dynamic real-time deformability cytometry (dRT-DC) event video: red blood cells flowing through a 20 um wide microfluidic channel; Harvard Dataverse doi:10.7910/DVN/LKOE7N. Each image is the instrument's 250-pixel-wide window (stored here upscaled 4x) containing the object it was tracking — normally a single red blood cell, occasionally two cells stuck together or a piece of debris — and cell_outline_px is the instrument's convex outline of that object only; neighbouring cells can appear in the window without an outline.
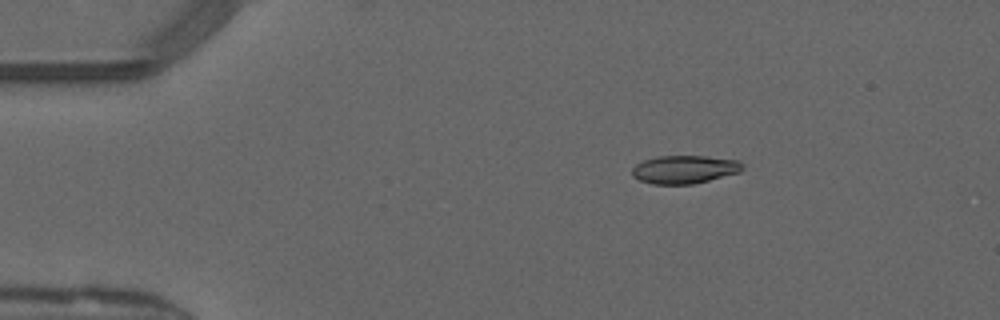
{"species": "common noctule bat (a hibernating species)", "species_latin": "Nyctalus noctula", "temperature_condition": "warm", "stored_images_in_passage": 43, "camera_frame_rate_fps": 3000, "um_per_image_px": 0.085, "animal": {"sex": "male", "forearm_length_mm": 52.5}, "frame": {"image": 1, "passage_image": 1, "time_ms": 0.0, "image_size_px": [1000, 320], "cell_outline_px": [[744, 168], [740, 172], [692, 184], [652, 184], [640, 180], [632, 176], [632, 168], [636, 164], [644, 160], [656, 156], [704, 156], [740, 160], [744, 164]], "centroid_in_image_um": [58.19, 14.39], "position_along_channel_um": 26.8, "area_um2": 18.15}}
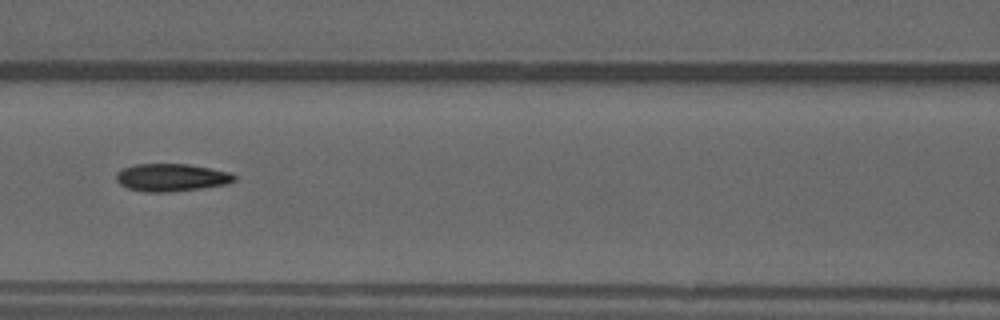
{"frame": {"image": 2, "passage_image": 15, "time_ms": 4.667, "image_size_px": [1000, 320], "cell_outline_px": [[236, 180], [228, 184], [204, 188], [168, 192], [148, 192], [128, 188], [120, 184], [116, 180], [116, 172], [124, 168], [136, 164], [188, 164], [232, 172], [236, 176]], "centroid_in_image_um": [14.61, 15.08], "position_along_channel_um": 152.0, "area_um2": 19.13}}
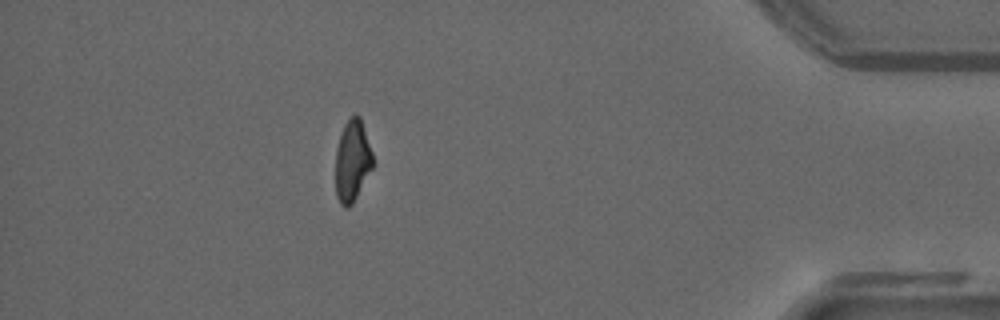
{"frame": {"image": 3, "passage_image": 37, "time_ms": 12.0, "image_size_px": [1000, 320], "cell_outline_px": [[372, 168], [352, 204], [348, 208], [344, 208], [340, 204], [336, 196], [336, 148], [344, 124], [352, 116], [360, 116], [372, 152]], "centroid_in_image_um": [29.93, 13.7], "position_along_channel_um": 405.3, "area_um2": 17.46}, "authors_computed_cell_mechanics": {"area_um2": 18.7272, "velocity_mm_per_s": 4.1211, "shape_relaxation_time_tau1_ms": 10.4327, "shape_relaxation_time_tau2_ms": 1.8412, "deformation_change_tau1": 0.2993, "deformation_change_tau2": 0.0856}}